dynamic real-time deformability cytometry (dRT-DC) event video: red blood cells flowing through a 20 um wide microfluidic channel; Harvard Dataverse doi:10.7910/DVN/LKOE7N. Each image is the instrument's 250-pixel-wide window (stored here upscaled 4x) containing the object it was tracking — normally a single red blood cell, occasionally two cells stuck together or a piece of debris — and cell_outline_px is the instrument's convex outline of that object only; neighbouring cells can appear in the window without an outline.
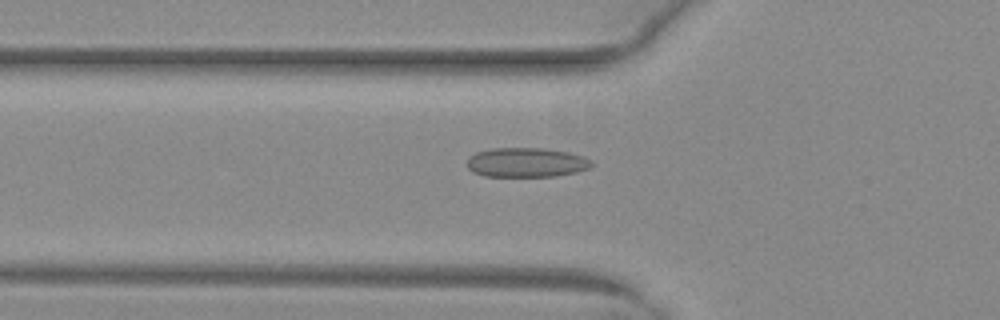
{"species": "common noctule bat (a hibernating species)", "species_latin": "Nyctalus noctula", "temperature_condition": "warm", "stored_images_in_passage": 42, "camera_frame_rate_fps": 3000, "um_per_image_px": 0.085, "animal": {"sex": "female", "body_mass_g": 29.2, "forearm_length_mm": 56.3}, "frame": {"image": 1, "passage_image": 19, "time_ms": 6.0, "image_size_px": [1000, 320], "cell_outline_px": [[592, 164], [588, 168], [576, 172], [556, 176], [484, 176], [472, 172], [468, 168], [468, 156], [476, 152], [492, 148], [544, 148], [568, 152], [584, 156], [592, 160]], "centroid_in_image_um": [44.73, 13.8], "position_along_channel_um": 81.1, "area_um2": 21.44}}
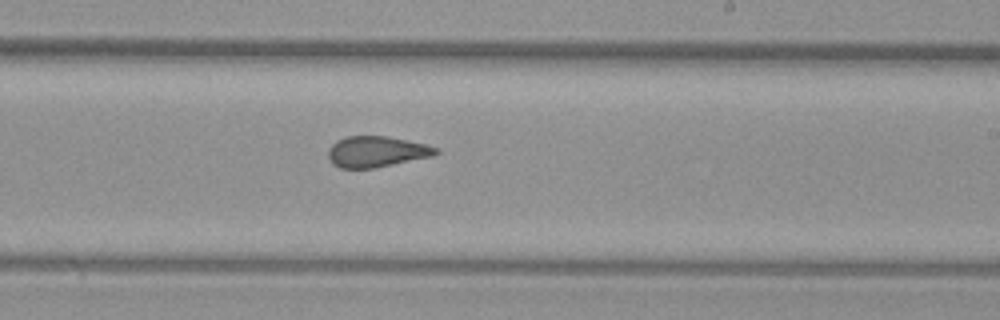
{"frame": {"image": 2, "passage_image": 32, "time_ms": 10.333, "image_size_px": [1000, 320], "cell_outline_px": [[440, 152], [432, 156], [372, 168], [340, 168], [332, 164], [328, 156], [328, 148], [336, 140], [344, 136], [384, 136], [424, 144], [440, 148]], "centroid_in_image_um": [31.96, 12.89], "position_along_channel_um": 257.0, "area_um2": 19.25}}
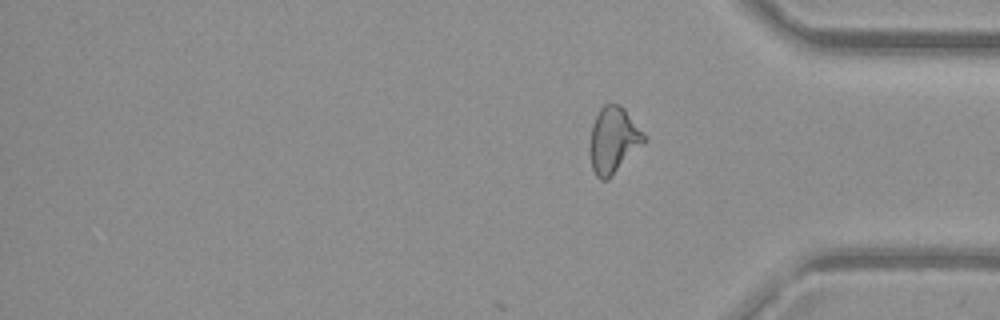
{"frame": {"image": 3, "passage_image": 42, "time_ms": 13.667, "image_size_px": [1000, 320], "cell_outline_px": [[648, 140], [608, 180], [600, 180], [596, 176], [592, 168], [592, 124], [600, 108], [604, 104], [612, 100], [620, 104], [624, 108], [644, 132]], "centroid_in_image_um": [52.2, 11.87], "position_along_channel_um": 383.0, "area_um2": 20.87}, "authors_computed_cell_mechanics": {"area_um2": 20.808, "velocity_mm_per_s": 4.0528, "shape_relaxation_time_tau1_ms": null, "shape_relaxation_time_tau2_ms": 1.3287, "deformation_change_tau1": null, "deformation_change_tau2": 0.0829}}